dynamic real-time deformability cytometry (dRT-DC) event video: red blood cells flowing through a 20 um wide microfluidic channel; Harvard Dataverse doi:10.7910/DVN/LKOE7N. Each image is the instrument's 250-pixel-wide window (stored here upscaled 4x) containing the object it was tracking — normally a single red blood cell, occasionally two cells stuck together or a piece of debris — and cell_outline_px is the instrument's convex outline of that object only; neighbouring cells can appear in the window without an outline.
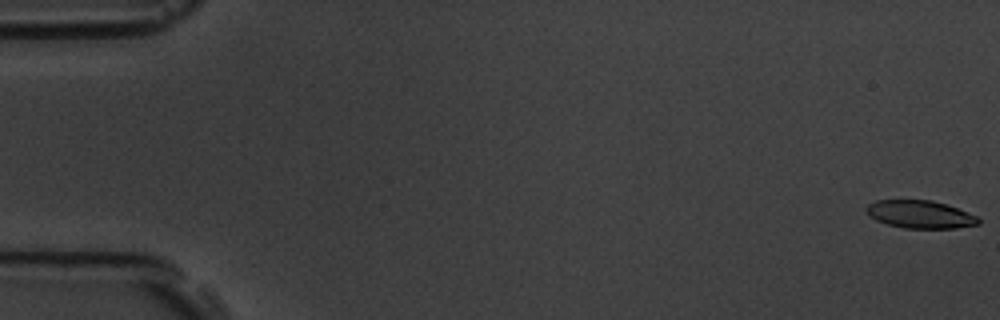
{"species": "common noctule bat (a hibernating species)", "species_latin": "Nyctalus noctula", "temperature_condition": "room temperature", "stored_images_in_passage": 57, "camera_frame_rate_fps": 3000, "um_per_image_px": 0.085, "animal": {"sex": "male", "body_mass_g": 19.5, "forearm_length_mm": 54.6}, "frame": {"image": 1, "passage_image": 1, "time_ms": 0.0, "image_size_px": [1000, 320], "cell_outline_px": [[980, 224], [956, 228], [904, 228], [888, 224], [876, 220], [868, 216], [864, 208], [868, 204], [876, 200], [932, 200], [956, 208], [976, 216], [980, 220]], "centroid_in_image_um": [78.16, 18.22], "position_along_channel_um": 6.8, "area_um2": 18.09}}
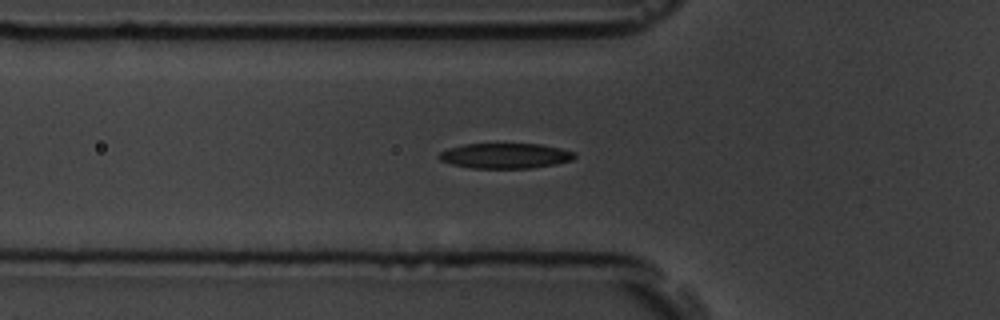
{"frame": {"image": 2, "passage_image": 20, "time_ms": 6.333, "image_size_px": [1000, 320], "cell_outline_px": [[576, 156], [572, 160], [556, 164], [532, 168], [472, 168], [452, 164], [440, 160], [436, 156], [440, 152], [448, 148], [464, 144], [540, 144], [560, 148], [576, 152]], "centroid_in_image_um": [42.95, 13.24], "position_along_channel_um": 82.8, "area_um2": 20.0}}
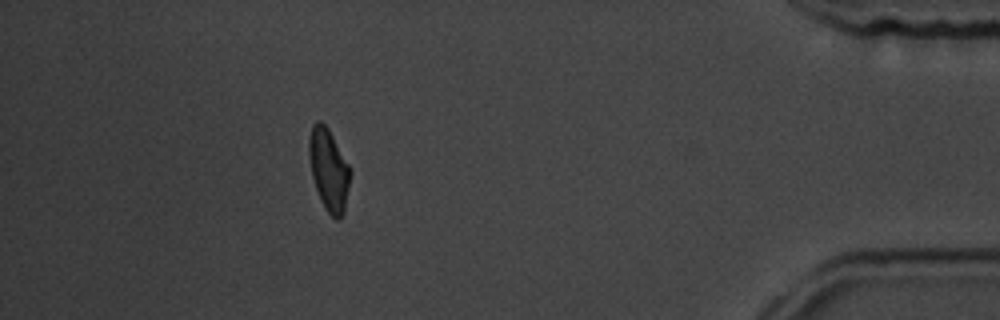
{"frame": {"image": 3, "passage_image": 51, "time_ms": 16.667, "image_size_px": [1000, 320], "cell_outline_px": [[352, 172], [344, 212], [340, 220], [336, 220], [324, 208], [320, 200], [312, 176], [308, 156], [308, 140], [312, 124], [316, 120], [320, 120], [328, 128], [352, 168]], "centroid_in_image_um": [27.96, 14.42], "position_along_channel_um": 407.2, "area_um2": 20.17}, "authors_computed_cell_mechanics": {"area_um2": 19.8832, "velocity_mm_per_s": 3.6386, "shape_relaxation_time_tau1_ms": 4.5785, "shape_relaxation_time_tau2_ms": 5.671, "deformation_change_tau1": 0.1581, "deformation_change_tau2": 0.1448}}